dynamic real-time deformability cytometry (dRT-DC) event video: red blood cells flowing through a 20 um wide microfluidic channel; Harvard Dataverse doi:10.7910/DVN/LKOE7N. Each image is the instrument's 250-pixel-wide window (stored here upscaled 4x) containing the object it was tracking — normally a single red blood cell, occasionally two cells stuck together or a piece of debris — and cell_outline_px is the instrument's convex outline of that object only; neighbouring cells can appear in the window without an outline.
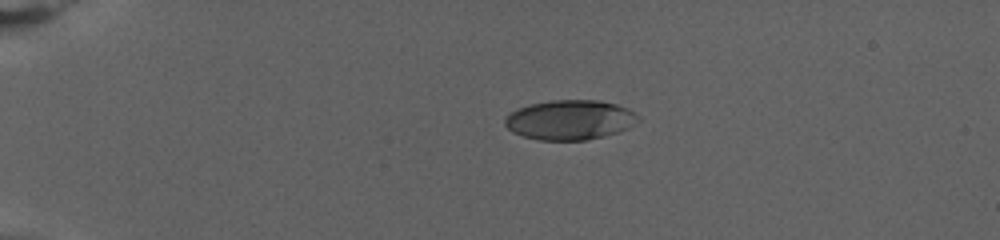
{"species": "human", "species_latin": "Homo sapiens", "temperature_condition": "warm", "stored_images_in_passage": 59, "camera_frame_rate_fps": 3000, "um_per_image_px": 0.085, "donor": {"sex": "female"}, "frame": {"image": 1, "passage_image": 1, "time_ms": 0.0, "image_size_px": [1000, 240], "cell_outline_px": [[640, 120], [628, 128], [604, 136], [588, 140], [540, 140], [524, 136], [512, 132], [504, 124], [504, 120], [512, 112], [520, 108], [532, 104], [552, 100], [600, 100], [616, 104], [628, 108], [636, 112]], "centroid_in_image_um": [48.49, 10.19], "position_along_channel_um": 36.5, "area_um2": 30.75}}
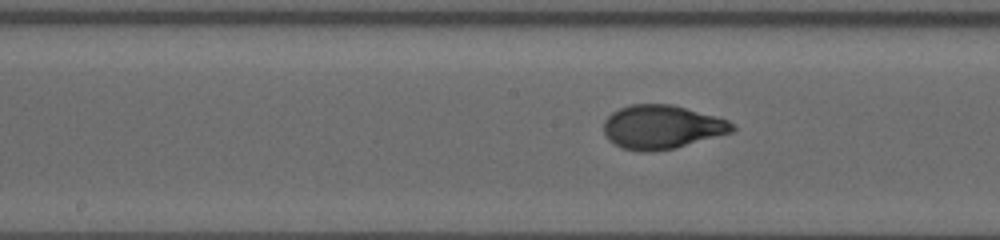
{"frame": {"image": 2, "passage_image": 25, "time_ms": 8.0, "image_size_px": [1000, 240], "cell_outline_px": [[736, 128], [732, 132], [676, 148], [648, 152], [640, 152], [620, 148], [608, 140], [604, 132], [604, 120], [612, 112], [620, 108], [632, 104], [672, 104], [716, 116], [728, 120], [736, 124]], "centroid_in_image_um": [56.25, 10.8], "position_along_channel_um": 191.9, "area_um2": 33.06}}
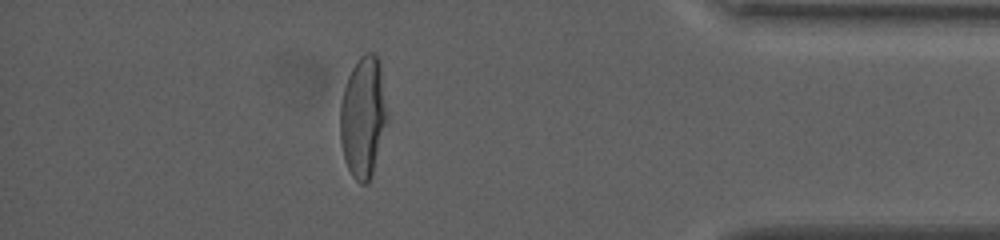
{"frame": {"image": 3, "passage_image": 51, "time_ms": 16.667, "image_size_px": [1000, 240], "cell_outline_px": [[388, 120], [372, 172], [368, 184], [360, 184], [352, 176], [344, 160], [340, 140], [340, 104], [344, 88], [348, 76], [352, 68], [360, 56], [364, 52], [372, 52], [380, 60], [388, 116]], "centroid_in_image_um": [30.86, 9.92], "position_along_channel_um": 404.3, "area_um2": 33.41}, "authors_computed_cell_mechanics": {"area_um2": 32.1946, "velocity_mm_per_s": 2.7942, "shape_relaxation_time_tau1_ms": 6.0802, "shape_relaxation_time_tau2_ms": null, "deformation_change_tau1": 0.2371, "deformation_change_tau2": null}}